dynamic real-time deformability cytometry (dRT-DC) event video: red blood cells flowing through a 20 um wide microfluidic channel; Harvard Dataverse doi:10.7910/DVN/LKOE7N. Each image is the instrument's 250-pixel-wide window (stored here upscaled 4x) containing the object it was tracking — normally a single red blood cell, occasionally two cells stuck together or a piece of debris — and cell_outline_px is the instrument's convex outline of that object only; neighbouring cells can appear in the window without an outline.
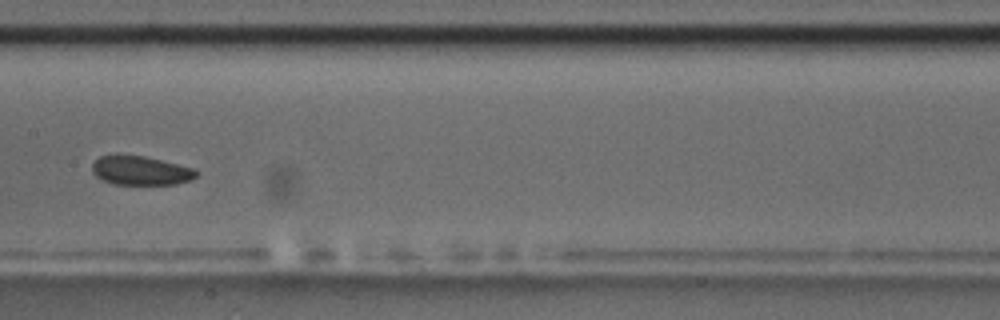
{"species": "common noctule bat (a hibernating species)", "species_latin": "Nyctalus noctula", "temperature_condition": "room temperature", "stored_images_in_passage": 8, "camera_frame_rate_fps": 3000, "um_per_image_px": 0.085, "animal": {"sex": "male", "body_mass_g": 17.5, "forearm_length_mm": 52.3}, "frame": {"image": 1, "passage_image": 7, "time_ms": 6.667, "image_size_px": [1000, 320], "cell_outline_px": [[200, 172], [192, 180], [176, 184], [112, 184], [96, 176], [92, 172], [92, 164], [100, 156], [144, 156], [196, 168]], "centroid_in_image_um": [12.02, 14.51], "position_along_channel_um": 195.4, "area_um2": 17.51}}